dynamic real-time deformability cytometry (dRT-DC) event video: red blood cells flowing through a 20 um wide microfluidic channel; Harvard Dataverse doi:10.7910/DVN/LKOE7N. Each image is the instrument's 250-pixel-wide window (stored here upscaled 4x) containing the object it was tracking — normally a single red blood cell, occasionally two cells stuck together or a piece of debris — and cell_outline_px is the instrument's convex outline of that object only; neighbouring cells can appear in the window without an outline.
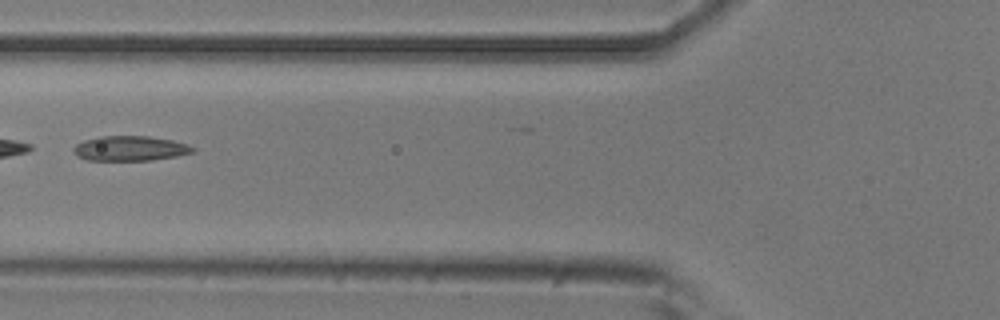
{"species": "common noctule bat (a hibernating species)", "species_latin": "Nyctalus noctula", "temperature_condition": "room temperature", "stored_images_in_passage": 5, "camera_frame_rate_fps": 3000, "um_per_image_px": 0.085, "animal": {"sex": "male", "body_mass_g": 20.5, "forearm_length_mm": 52.5}, "frame": {"image": 1, "passage_image": 2, "time_ms": 0.333, "image_size_px": [1000, 320], "cell_outline_px": [[196, 152], [176, 156], [152, 160], [88, 160], [76, 156], [72, 152], [72, 148], [76, 144], [84, 140], [100, 136], [148, 136], [172, 140], [188, 144], [196, 148]], "centroid_in_image_um": [11.06, 12.61], "position_along_channel_um": 114.7, "area_um2": 17.46}}
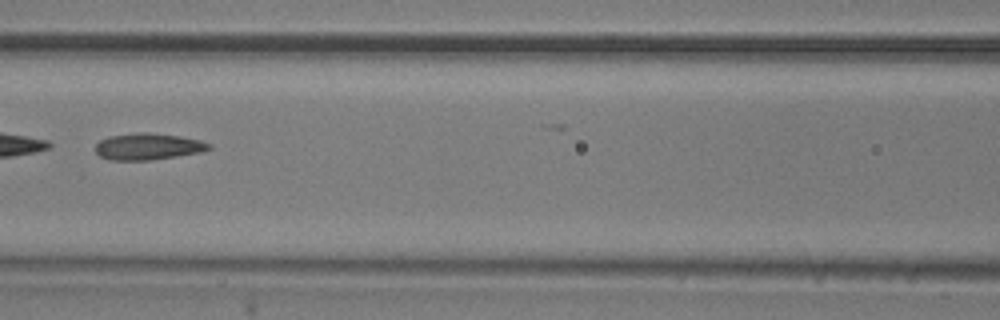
{"frame": {"image": 2, "passage_image": 3, "time_ms": 0.667, "image_size_px": [1000, 320], "cell_outline_px": [[212, 148], [200, 152], [176, 156], [148, 160], [112, 160], [100, 156], [96, 152], [96, 144], [100, 140], [108, 136], [140, 132], [148, 132], [180, 136], [200, 140], [212, 144]], "centroid_in_image_um": [12.59, 12.44], "position_along_channel_um": 154.0, "area_um2": 17.51}}